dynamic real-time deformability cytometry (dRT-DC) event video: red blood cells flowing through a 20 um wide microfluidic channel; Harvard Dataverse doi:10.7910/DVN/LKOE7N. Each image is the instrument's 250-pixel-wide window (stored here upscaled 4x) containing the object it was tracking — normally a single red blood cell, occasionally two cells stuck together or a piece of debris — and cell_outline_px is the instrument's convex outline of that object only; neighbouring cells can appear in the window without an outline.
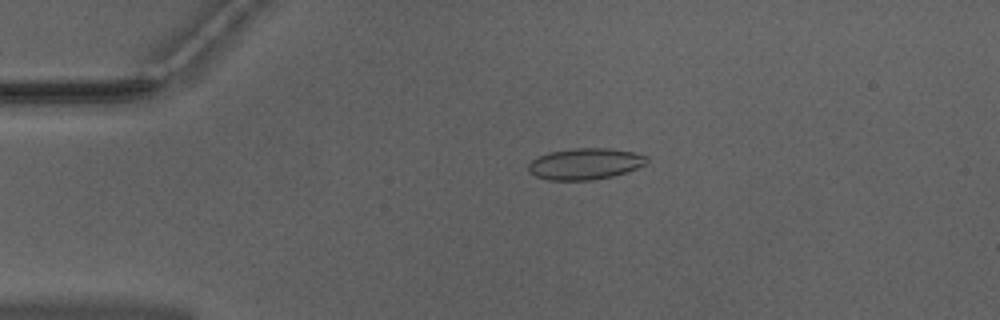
{"species": "Egyptian fruit bat (a non-hibernating species)", "species_latin": "Rousettus aegyptiacus", "temperature_condition": "warm", "stored_images_in_passage": 46, "camera_frame_rate_fps": 3000, "um_per_image_px": 0.085, "animal": {"sex": "male"}, "frame": {"image": 1, "passage_image": 6, "time_ms": 1.667, "image_size_px": [1000, 320], "cell_outline_px": [[648, 160], [644, 164], [628, 172], [612, 176], [592, 180], [548, 180], [536, 176], [528, 172], [528, 164], [532, 160], [548, 152], [572, 148], [608, 148], [632, 152], [648, 156]], "centroid_in_image_um": [49.72, 13.92], "position_along_channel_um": 35.3, "area_um2": 21.62}}
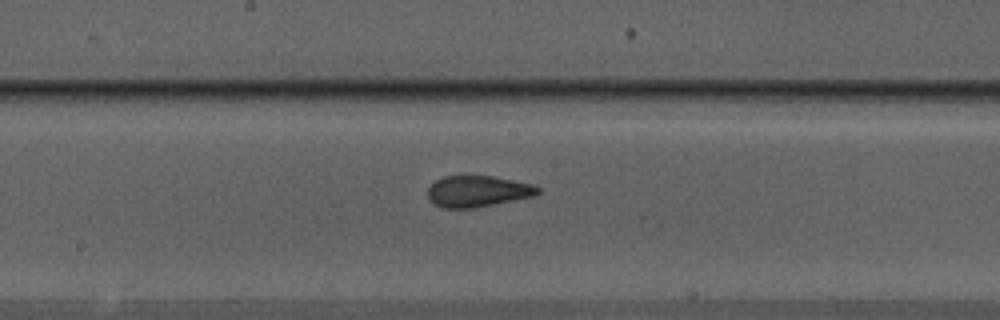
{"frame": {"image": 2, "passage_image": 22, "time_ms": 7.0, "image_size_px": [1000, 320], "cell_outline_px": [[540, 192], [532, 196], [472, 208], [440, 208], [428, 196], [428, 188], [436, 180], [444, 176], [492, 176], [532, 184], [540, 188]], "centroid_in_image_um": [40.58, 16.25], "position_along_channel_um": 207.6, "area_um2": 19.65}}
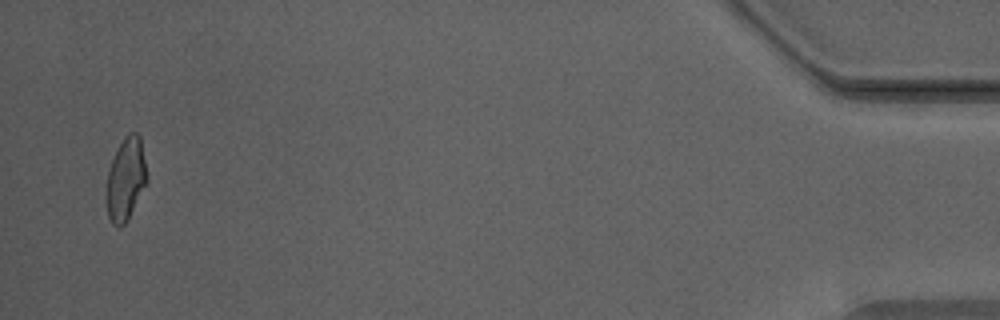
{"frame": {"image": 3, "passage_image": 45, "time_ms": 14.667, "image_size_px": [1000, 320], "cell_outline_px": [[148, 180], [128, 220], [120, 228], [116, 228], [112, 224], [108, 216], [104, 200], [104, 192], [108, 172], [112, 160], [124, 136], [128, 132], [136, 132], [140, 136], [148, 176]], "centroid_in_image_um": [10.66, 15.28], "position_along_channel_um": 424.5, "area_um2": 20.06}, "authors_computed_cell_mechanics": {"area_um2": 20.4034, "velocity_mm_per_s": 3.9905, "shape_relaxation_time_tau1_ms": 8.1731, "shape_relaxation_time_tau2_ms": 1.2932, "deformation_change_tau1": 0.2048, "deformation_change_tau2": 0.0616}}